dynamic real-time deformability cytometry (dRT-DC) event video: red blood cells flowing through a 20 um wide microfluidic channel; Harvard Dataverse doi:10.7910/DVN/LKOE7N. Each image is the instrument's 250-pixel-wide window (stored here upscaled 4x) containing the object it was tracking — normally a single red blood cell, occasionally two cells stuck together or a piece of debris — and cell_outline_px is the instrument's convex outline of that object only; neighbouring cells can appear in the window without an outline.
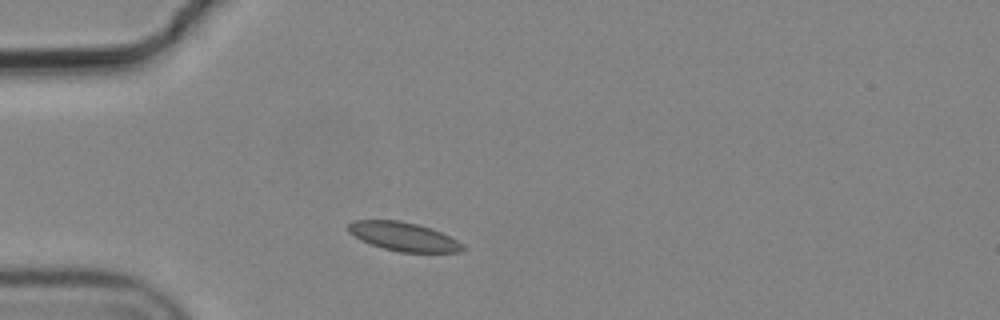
{"species": "common noctule bat (a hibernating species)", "species_latin": "Nyctalus noctula", "temperature_condition": "cold", "stored_images_in_passage": 1, "camera_frame_rate_fps": 3000, "um_per_image_px": 0.085, "animal": {"sex": "male", "body_mass_g": 19.2, "forearm_length_mm": 51.8}, "frame": {"image": 1, "passage_image": 1, "time_ms": 0.0, "image_size_px": [1000, 320], "cell_outline_px": [[468, 248], [464, 252], [400, 252], [384, 248], [360, 240], [348, 232], [348, 224], [356, 220], [400, 220], [432, 228], [464, 244]], "centroid_in_image_um": [34.33, 20.11], "position_along_channel_um": 50.7, "area_um2": 19.19}}